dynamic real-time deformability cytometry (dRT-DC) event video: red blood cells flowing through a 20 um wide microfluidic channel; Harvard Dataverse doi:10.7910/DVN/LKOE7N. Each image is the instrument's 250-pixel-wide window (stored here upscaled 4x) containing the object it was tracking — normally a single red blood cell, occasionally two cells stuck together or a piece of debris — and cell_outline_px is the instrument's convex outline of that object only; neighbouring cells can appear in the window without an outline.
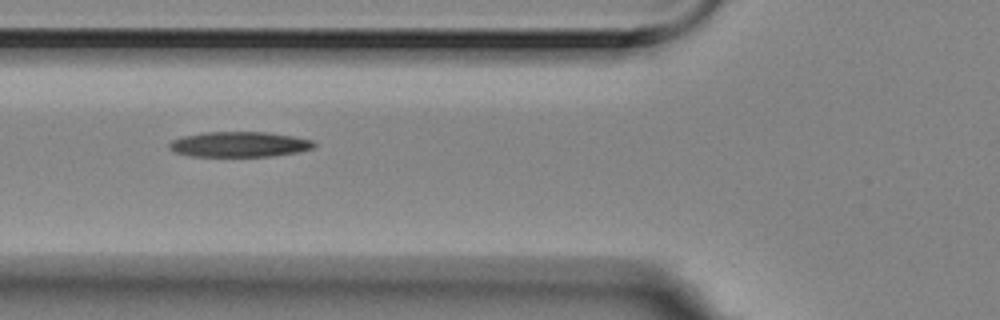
{"species": "Egyptian fruit bat (a non-hibernating species)", "species_latin": "Rousettus aegyptiacus", "temperature_condition": "room temperature", "stored_images_in_passage": 5, "camera_frame_rate_fps": 3000, "um_per_image_px": 0.085, "animal": {"sex": "female"}, "frame": {"image": 1, "passage_image": 3, "time_ms": 0.667, "image_size_px": [1000, 320], "cell_outline_px": [[316, 144], [312, 148], [296, 152], [272, 156], [192, 156], [176, 152], [168, 148], [168, 144], [172, 140], [180, 136], [200, 132], [268, 132], [292, 136], [312, 140]], "centroid_in_image_um": [20.29, 12.26], "position_along_channel_um": 105.5, "area_um2": 21.33}}
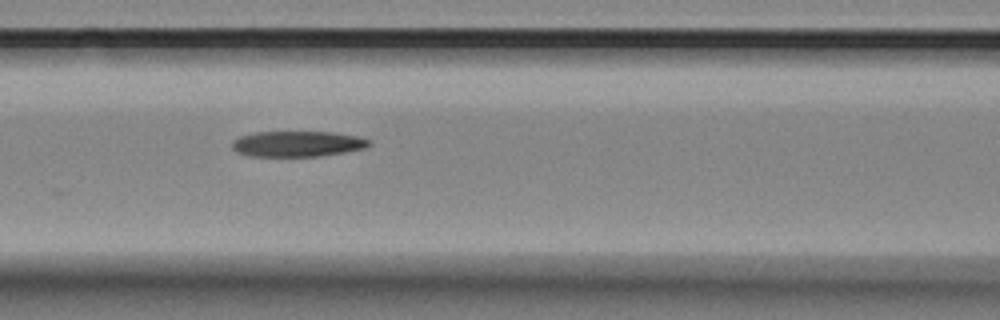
{"frame": {"image": 2, "passage_image": 4, "time_ms": 1.0, "image_size_px": [1000, 320], "cell_outline_px": [[372, 144], [364, 148], [344, 152], [320, 156], [248, 156], [236, 152], [232, 148], [232, 140], [240, 136], [256, 132], [332, 132], [360, 136], [372, 140]], "centroid_in_image_um": [25.3, 12.22], "position_along_channel_um": 141.3, "area_um2": 20.63}}
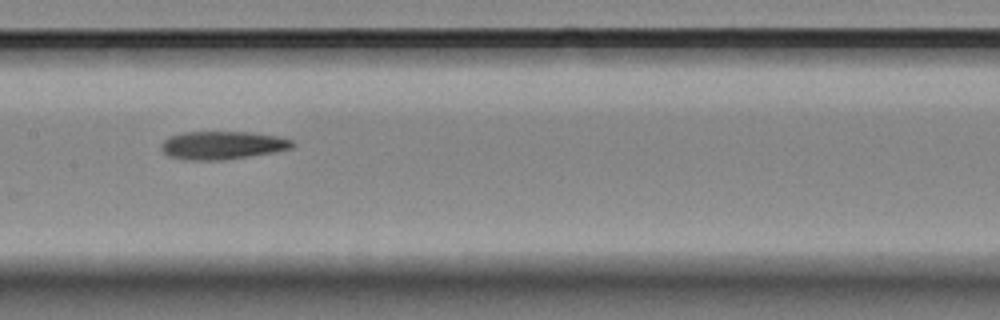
{"frame": {"image": 3, "passage_image": 5, "time_ms": 1.333, "image_size_px": [1000, 320], "cell_outline_px": [[296, 144], [292, 148], [276, 152], [224, 160], [184, 160], [168, 156], [160, 148], [160, 144], [168, 136], [184, 132], [248, 132], [276, 136], [292, 140]], "centroid_in_image_um": [18.88, 12.35], "position_along_channel_um": 188.5, "area_um2": 21.68}}